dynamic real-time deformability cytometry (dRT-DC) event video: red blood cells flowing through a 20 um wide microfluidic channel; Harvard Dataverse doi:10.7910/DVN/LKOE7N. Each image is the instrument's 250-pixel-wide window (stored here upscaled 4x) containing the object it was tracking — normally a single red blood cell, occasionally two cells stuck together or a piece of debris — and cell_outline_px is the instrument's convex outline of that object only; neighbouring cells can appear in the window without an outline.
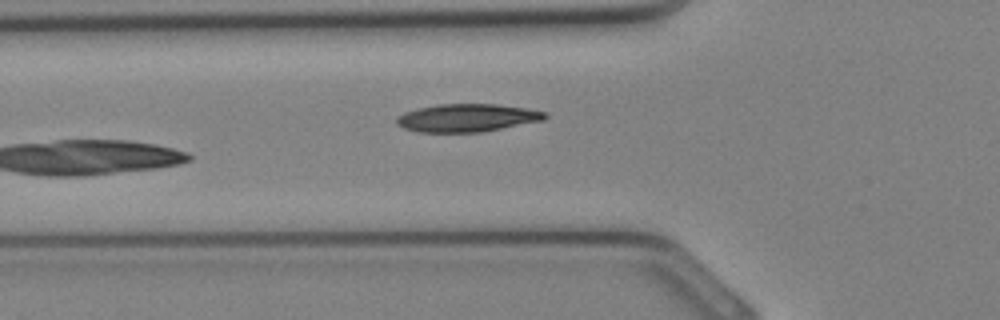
{"species": "Egyptian fruit bat (a non-hibernating species)", "species_latin": "Rousettus aegyptiacus", "temperature_condition": "cold", "stored_images_in_passage": 7, "camera_frame_rate_fps": 3000, "um_per_image_px": 0.085, "animal": {"sex": "female"}, "frame": {"image": 1, "passage_image": 7, "time_ms": 2.0, "image_size_px": [1000, 320], "cell_outline_px": [[548, 116], [544, 120], [480, 132], [416, 132], [404, 128], [396, 124], [396, 116], [404, 112], [416, 108], [436, 104], [496, 104], [528, 108], [548, 112]], "centroid_in_image_um": [39.68, 10.01], "position_along_channel_um": 86.1, "area_um2": 24.33}}